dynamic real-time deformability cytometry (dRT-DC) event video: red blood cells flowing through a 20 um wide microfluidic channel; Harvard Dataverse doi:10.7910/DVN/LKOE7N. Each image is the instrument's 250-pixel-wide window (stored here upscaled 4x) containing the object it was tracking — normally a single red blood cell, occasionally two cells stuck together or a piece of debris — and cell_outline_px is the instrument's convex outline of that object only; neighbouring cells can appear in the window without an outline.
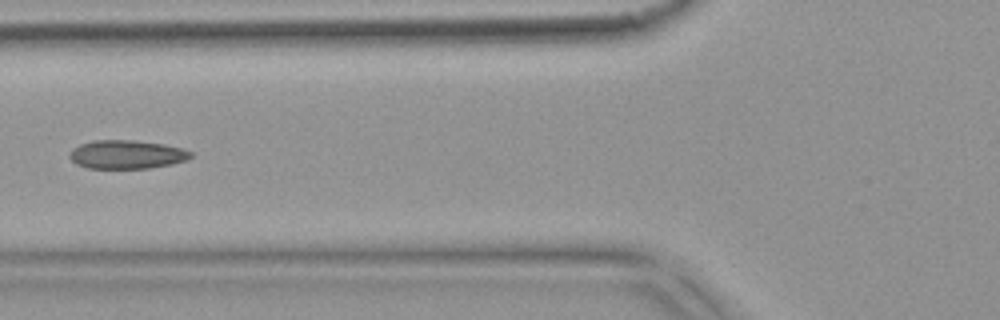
{"species": "common noctule bat (a hibernating species)", "species_latin": "Nyctalus noctula", "temperature_condition": "warm", "stored_images_in_passage": 5, "camera_frame_rate_fps": 3000, "um_per_image_px": 0.085, "animal": {"sex": "female", "body_mass_g": 18.4}, "frame": {"image": 1, "passage_image": 5, "time_ms": 1.333, "image_size_px": [1000, 320], "cell_outline_px": [[192, 156], [188, 160], [172, 164], [148, 168], [88, 168], [76, 164], [68, 156], [72, 148], [80, 144], [92, 140], [132, 140], [164, 144], [180, 148], [192, 152]], "centroid_in_image_um": [10.75, 13.13], "position_along_channel_um": 115.0, "area_um2": 20.23}}